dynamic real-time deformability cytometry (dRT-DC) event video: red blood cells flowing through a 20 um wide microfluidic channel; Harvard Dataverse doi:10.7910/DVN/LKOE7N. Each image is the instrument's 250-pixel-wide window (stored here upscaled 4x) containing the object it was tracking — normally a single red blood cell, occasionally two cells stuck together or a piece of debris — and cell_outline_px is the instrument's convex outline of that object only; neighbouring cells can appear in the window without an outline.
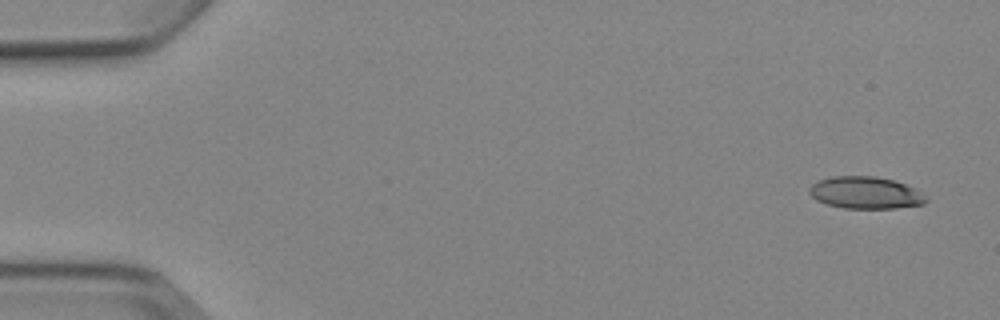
{"species": "Egyptian fruit bat (a non-hibernating species)", "species_latin": "Rousettus aegyptiacus", "temperature_condition": "cold", "stored_images_in_passage": 4, "camera_frame_rate_fps": 3000, "um_per_image_px": 0.085, "animal": {"sex": "female"}, "frame": {"image": 1, "passage_image": 1, "time_ms": 0.0, "image_size_px": [1000, 320], "cell_outline_px": [[928, 200], [924, 204], [896, 208], [844, 208], [828, 204], [816, 200], [808, 192], [808, 188], [816, 180], [832, 176], [876, 176], [892, 180], [916, 188]], "centroid_in_image_um": [73.54, 16.37], "position_along_channel_um": 11.5, "area_um2": 21.85}}
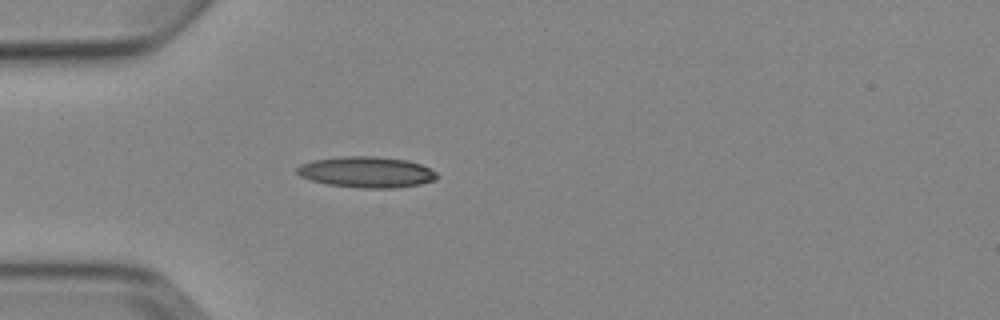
{"frame": {"image": 2, "passage_image": 4, "time_ms": 4.333, "image_size_px": [1000, 320], "cell_outline_px": [[440, 176], [436, 180], [420, 184], [396, 188], [360, 188], [328, 184], [312, 180], [300, 176], [296, 172], [296, 168], [300, 164], [312, 160], [344, 156], [376, 156], [408, 160], [420, 164], [436, 172]], "centroid_in_image_um": [31.17, 14.62], "position_along_channel_um": 53.8, "area_um2": 25.37}}